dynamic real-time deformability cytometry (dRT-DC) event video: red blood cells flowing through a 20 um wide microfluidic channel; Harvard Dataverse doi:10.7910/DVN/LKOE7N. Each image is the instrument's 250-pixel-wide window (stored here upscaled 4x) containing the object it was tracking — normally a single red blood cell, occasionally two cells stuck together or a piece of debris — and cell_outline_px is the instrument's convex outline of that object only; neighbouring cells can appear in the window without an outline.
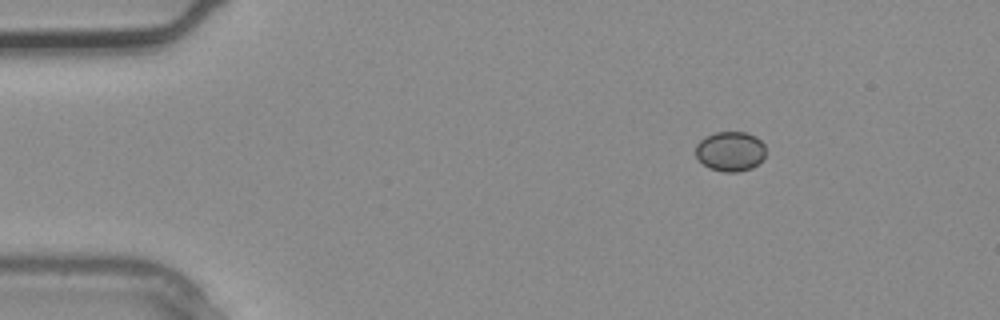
{"species": "common noctule bat (a hibernating species)", "species_latin": "Nyctalus noctula", "temperature_condition": "warm", "stored_images_in_passage": 2, "camera_frame_rate_fps": 3000, "um_per_image_px": 0.085, "animal": {"sex": "male", "body_mass_g": 20.4}, "frame": {"image": 1, "passage_image": 1, "time_ms": 0.0, "image_size_px": [1000, 320], "cell_outline_px": [[764, 160], [752, 168], [736, 172], [724, 172], [708, 168], [696, 156], [696, 144], [704, 136], [716, 132], [744, 132], [756, 136], [764, 144]], "centroid_in_image_um": [62.08, 12.86], "position_along_channel_um": 22.9, "area_um2": 16.36}}